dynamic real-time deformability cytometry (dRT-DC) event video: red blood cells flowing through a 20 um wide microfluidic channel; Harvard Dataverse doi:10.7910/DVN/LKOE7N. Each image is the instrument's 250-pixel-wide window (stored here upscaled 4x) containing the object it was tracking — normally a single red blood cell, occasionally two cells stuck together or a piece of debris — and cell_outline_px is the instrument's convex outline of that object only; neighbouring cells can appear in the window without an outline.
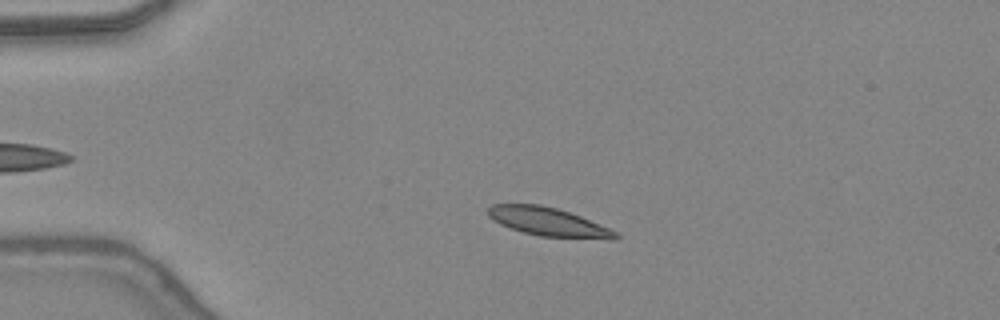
{"species": "common noctule bat (a hibernating species)", "species_latin": "Nyctalus noctula", "temperature_condition": "warm", "stored_images_in_passage": 46, "camera_frame_rate_fps": 3000, "um_per_image_px": 0.085, "animal": {"sex": "female", "body_mass_g": 24.6, "forearm_length_mm": 56.2}, "frame": {"image": 1, "passage_image": 10, "time_ms": 3.0, "image_size_px": [1000, 320], "cell_outline_px": [[620, 236], [616, 240], [612, 240], [540, 236], [524, 232], [500, 224], [488, 216], [488, 208], [492, 204], [540, 204], [556, 208], [580, 216], [608, 228], [616, 232]], "centroid_in_image_um": [46.62, 18.86], "position_along_channel_um": 38.4, "area_um2": 21.04}}
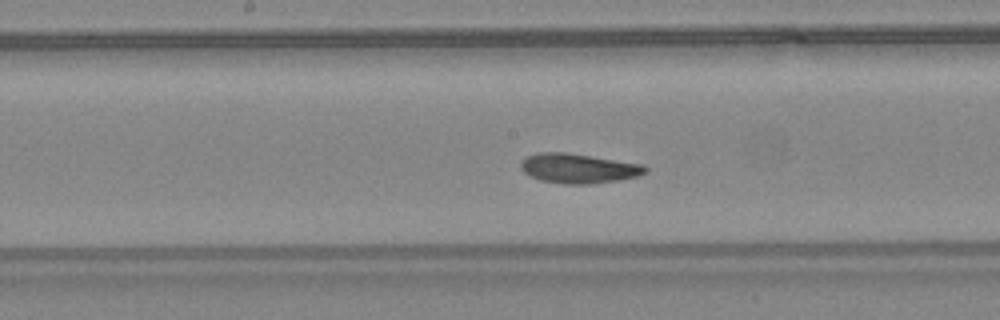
{"frame": {"image": 2, "passage_image": 24, "time_ms": 7.667, "image_size_px": [1000, 320], "cell_outline_px": [[648, 172], [636, 176], [620, 180], [588, 184], [564, 184], [540, 180], [528, 176], [520, 168], [520, 160], [536, 152], [564, 152], [644, 164], [648, 168]], "centroid_in_image_um": [49.14, 14.31], "position_along_channel_um": 199.1, "area_um2": 21.68}}
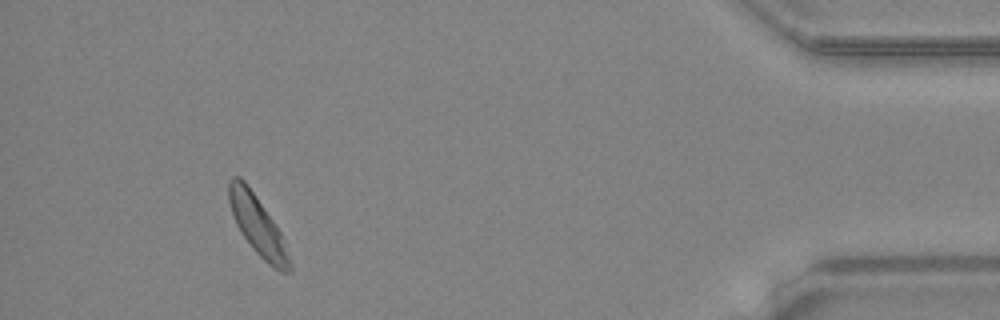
{"frame": {"image": 3, "passage_image": 43, "time_ms": 14.0, "image_size_px": [1000, 320], "cell_outline_px": [[292, 272], [280, 272], [272, 268], [252, 248], [240, 232], [236, 224], [228, 200], [228, 180], [232, 176], [240, 176], [244, 180], [256, 196], [280, 232], [284, 240], [292, 260]], "centroid_in_image_um": [21.91, 19.2], "position_along_channel_um": 413.3, "area_um2": 20.98}, "authors_computed_cell_mechanics": {"area_um2": 20.9236, "velocity_mm_per_s": 4.3446, "shape_relaxation_time_tau1_ms": 3.5628, "shape_relaxation_time_tau2_ms": 3.3856, "deformation_change_tau1": 0.1153, "deformation_change_tau2": 0.0892}}